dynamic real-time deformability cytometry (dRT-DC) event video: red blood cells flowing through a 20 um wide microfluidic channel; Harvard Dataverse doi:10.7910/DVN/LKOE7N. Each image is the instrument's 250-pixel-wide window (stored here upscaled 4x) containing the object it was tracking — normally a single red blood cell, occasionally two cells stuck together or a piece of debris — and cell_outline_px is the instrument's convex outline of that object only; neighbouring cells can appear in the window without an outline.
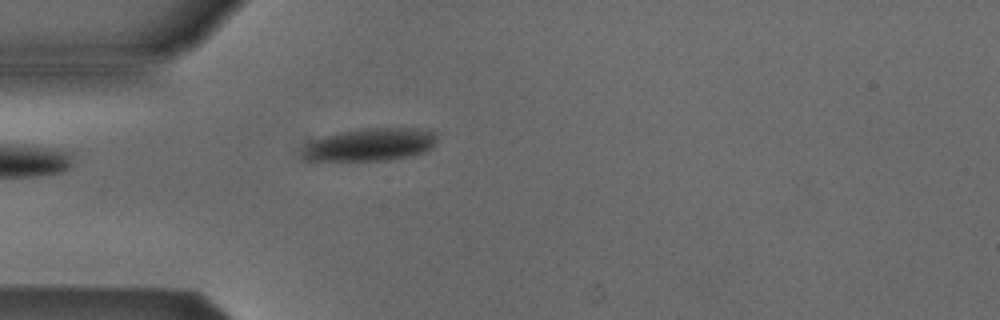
{"species": "Egyptian fruit bat (a non-hibernating species)", "species_latin": "Rousettus aegyptiacus", "temperature_condition": "cold", "stored_images_in_passage": 2, "camera_frame_rate_fps": 3000, "um_per_image_px": 0.085, "animal": {"sex": "male"}, "frame": {"image": 1, "passage_image": 2, "time_ms": 1.0, "image_size_px": [1000, 320], "cell_outline_px": [[436, 140], [432, 148], [408, 156], [388, 160], [308, 160], [304, 156], [304, 152], [316, 140], [324, 136], [364, 128], [416, 128], [436, 132]], "centroid_in_image_um": [31.58, 12.28], "position_along_channel_um": 53.4, "area_um2": 24.74}}